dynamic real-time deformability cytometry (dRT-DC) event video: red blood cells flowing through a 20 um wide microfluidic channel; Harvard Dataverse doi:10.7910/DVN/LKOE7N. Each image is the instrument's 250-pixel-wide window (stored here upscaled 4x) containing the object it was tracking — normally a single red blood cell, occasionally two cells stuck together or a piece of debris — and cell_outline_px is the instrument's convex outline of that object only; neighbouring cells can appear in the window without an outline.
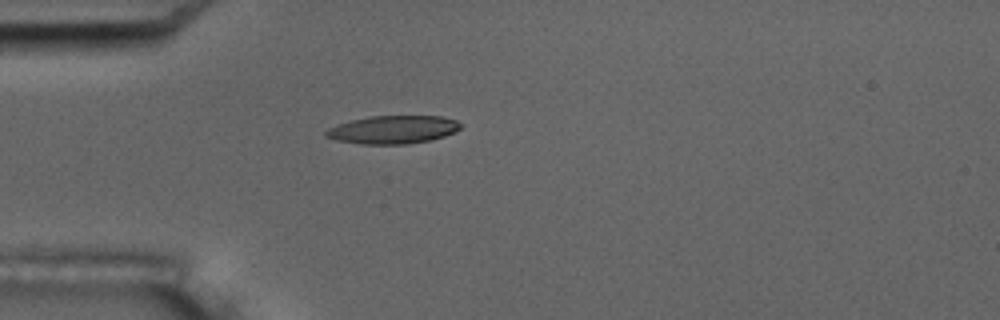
{"species": "common noctule bat (a hibernating species)", "species_latin": "Nyctalus noctula", "temperature_condition": "room temperature", "stored_images_in_passage": 4, "camera_frame_rate_fps": 3000, "um_per_image_px": 0.085, "animal": {"sex": "male", "body_mass_g": 17.5, "forearm_length_mm": 52.3}, "frame": {"image": 1, "passage_image": 4, "time_ms": 3.333, "image_size_px": [1000, 320], "cell_outline_px": [[460, 128], [444, 136], [432, 140], [408, 144], [364, 144], [336, 140], [324, 136], [324, 132], [328, 128], [336, 124], [368, 116], [444, 116], [456, 120], [460, 124]], "centroid_in_image_um": [33.37, 11.01], "position_along_channel_um": 51.6, "area_um2": 22.08}}